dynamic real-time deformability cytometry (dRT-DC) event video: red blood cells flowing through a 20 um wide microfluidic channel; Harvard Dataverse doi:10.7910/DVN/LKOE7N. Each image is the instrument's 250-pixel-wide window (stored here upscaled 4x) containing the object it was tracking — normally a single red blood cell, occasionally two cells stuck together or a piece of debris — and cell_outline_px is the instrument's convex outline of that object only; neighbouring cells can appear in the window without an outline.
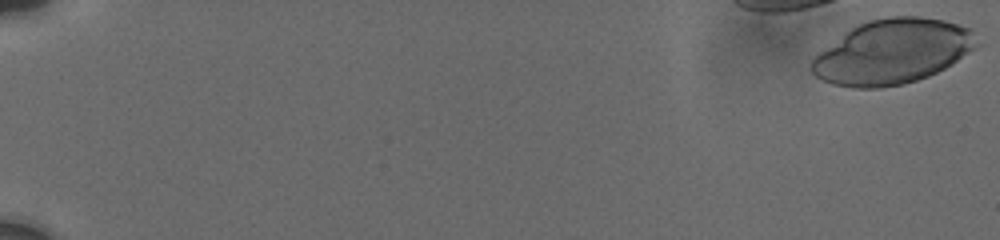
{"species": "human", "species_latin": "Homo sapiens", "temperature_condition": "cold", "stored_images_in_passage": 34, "camera_frame_rate_fps": 3000, "um_per_image_px": 0.085, "donor": {"sex": "male"}, "frame": {"image": 1, "passage_image": 1, "time_ms": 0.0, "image_size_px": [1000, 240], "cell_outline_px": [[984, 44], [952, 64], [928, 76], [904, 84], [880, 88], [852, 88], [832, 84], [816, 76], [812, 72], [812, 60], [820, 52], [852, 28], [860, 24], [872, 20], [888, 16], [920, 16], [944, 20], [968, 28]], "centroid_in_image_um": [75.93, 4.4], "position_along_channel_um": 9.1, "area_um2": 61.9}}
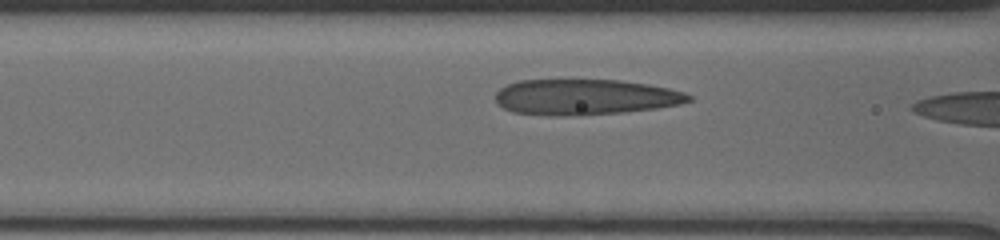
{"frame": {"image": 2, "passage_image": 31, "time_ms": 7.333, "image_size_px": [1000, 240], "cell_outline_px": [[692, 100], [680, 104], [656, 108], [624, 112], [576, 116], [552, 116], [512, 112], [496, 104], [496, 92], [500, 88], [508, 84], [520, 80], [620, 80], [648, 84], [668, 88], [684, 92], [692, 96]], "centroid_in_image_um": [49.72, 8.26], "position_along_channel_um": 116.9, "area_um2": 40.4}}